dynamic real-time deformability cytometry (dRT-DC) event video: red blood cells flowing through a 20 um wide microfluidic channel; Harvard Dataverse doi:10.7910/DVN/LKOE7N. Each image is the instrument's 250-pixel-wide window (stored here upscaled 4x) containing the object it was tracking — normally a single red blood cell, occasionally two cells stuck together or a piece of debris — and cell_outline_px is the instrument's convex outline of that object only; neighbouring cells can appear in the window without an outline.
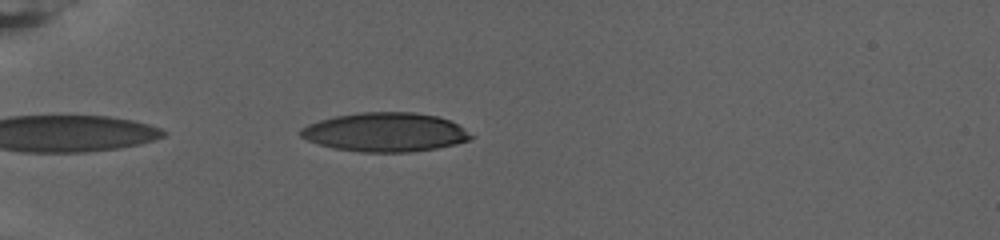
{"species": "human", "species_latin": "Homo sapiens", "temperature_condition": "warm", "stored_images_in_passage": 54, "camera_frame_rate_fps": 3000, "um_per_image_px": 0.085, "donor": {"sex": "female"}, "frame": {"image": 1, "passage_image": 4, "time_ms": 1.0, "image_size_px": [1000, 240], "cell_outline_px": [[476, 136], [468, 140], [456, 144], [436, 148], [408, 152], [360, 152], [332, 148], [308, 140], [300, 136], [300, 128], [308, 124], [320, 120], [336, 116], [360, 112], [412, 112], [440, 116], [456, 124]], "centroid_in_image_um": [32.75, 11.23], "position_along_channel_um": 52.3, "area_um2": 38.67}}
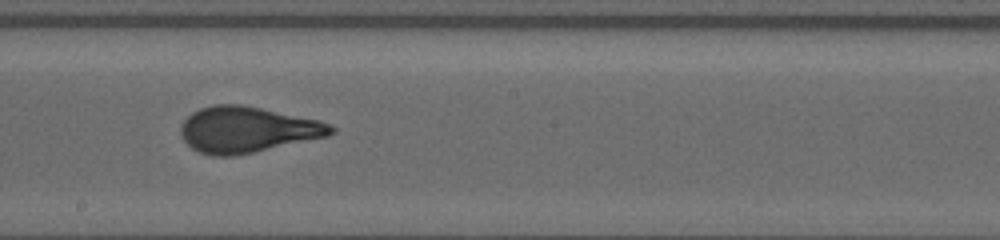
{"frame": {"image": 2, "passage_image": 27, "time_ms": 8.667, "image_size_px": [1000, 240], "cell_outline_px": [[336, 132], [328, 136], [236, 156], [212, 156], [200, 152], [192, 148], [180, 136], [180, 128], [184, 120], [192, 112], [200, 108], [212, 104], [240, 104], [320, 120], [336, 128]], "centroid_in_image_um": [21.0, 11.02], "position_along_channel_um": 227.2, "area_um2": 40.23}}
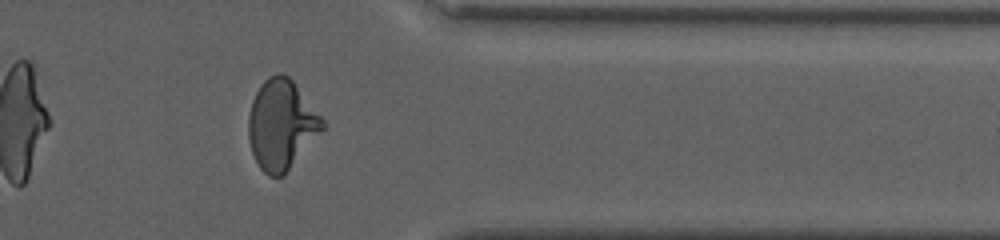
{"frame": {"image": 3, "passage_image": 46, "time_ms": 15.0, "image_size_px": [1000, 240], "cell_outline_px": [[328, 124], [284, 176], [268, 176], [260, 168], [252, 152], [248, 140], [248, 116], [252, 100], [260, 84], [268, 76], [276, 72], [280, 72], [288, 76], [292, 80]], "centroid_in_image_um": [23.92, 10.59], "position_along_channel_um": 387.5, "area_um2": 38.96}, "authors_computed_cell_mechanics": {"area_um2": 38.9861, "velocity_mm_per_s": 2.6328, "shape_relaxation_time_tau1_ms": 8.7792, "shape_relaxation_time_tau2_ms": null, "deformation_change_tau1": 0.2793, "deformation_change_tau2": null}}